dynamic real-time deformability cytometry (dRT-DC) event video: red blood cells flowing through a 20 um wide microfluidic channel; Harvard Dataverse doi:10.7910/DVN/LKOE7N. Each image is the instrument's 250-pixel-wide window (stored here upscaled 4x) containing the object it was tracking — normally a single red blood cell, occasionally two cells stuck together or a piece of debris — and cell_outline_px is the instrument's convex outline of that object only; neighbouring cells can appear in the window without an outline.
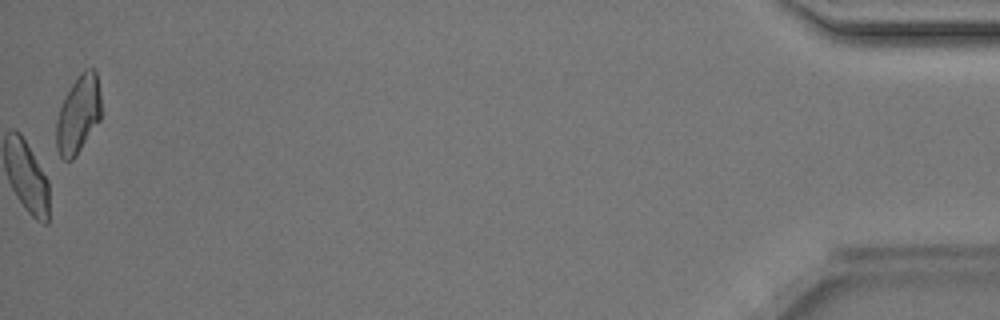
{"species": "Egyptian fruit bat (a non-hibernating species)", "species_latin": "Rousettus aegyptiacus", "temperature_condition": "room temperature", "stored_images_in_passage": 49, "camera_frame_rate_fps": 3000, "um_per_image_px": 0.085, "animal": {"sex": "male"}, "frame": {"image": 1, "passage_image": 49, "time_ms": 16.0, "image_size_px": [1000, 320], "cell_outline_px": [[100, 120], [76, 156], [72, 160], [64, 160], [60, 156], [56, 148], [56, 120], [60, 108], [72, 84], [80, 72], [84, 68], [92, 68], [96, 72], [100, 96]], "centroid_in_image_um": [6.65, 9.74], "position_along_channel_um": 428.6, "area_um2": 20.17}, "authors_computed_cell_mechanics": {"area_um2": 19.8254, "velocity_mm_per_s": 4.1443, "shape_relaxation_time_tau1_ms": 3.8943, "shape_relaxation_time_tau2_ms": 1.868, "deformation_change_tau1": 0.1086, "deformation_change_tau2": 0.0688}}